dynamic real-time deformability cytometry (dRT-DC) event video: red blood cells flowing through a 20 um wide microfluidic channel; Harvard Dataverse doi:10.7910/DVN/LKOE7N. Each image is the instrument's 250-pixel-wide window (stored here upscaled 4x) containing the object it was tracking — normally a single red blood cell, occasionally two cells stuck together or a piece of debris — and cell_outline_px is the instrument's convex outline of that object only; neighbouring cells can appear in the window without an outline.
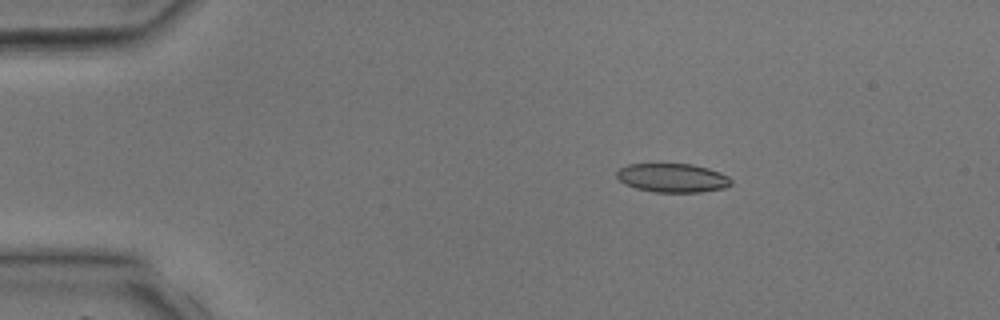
{"species": "common noctule bat (a hibernating species)", "species_latin": "Nyctalus noctula", "temperature_condition": "room temperature", "stored_images_in_passage": 10, "camera_frame_rate_fps": 3000, "um_per_image_px": 0.085, "animal": {"sex": "male", "body_mass_g": 17.9, "forearm_length_mm": 54.2}, "frame": {"image": 1, "passage_image": 6, "time_ms": 1.667, "image_size_px": [1000, 320], "cell_outline_px": [[732, 184], [724, 188], [700, 192], [656, 192], [636, 188], [624, 184], [616, 176], [616, 172], [620, 168], [628, 164], [692, 164], [708, 168], [720, 172], [728, 176], [732, 180]], "centroid_in_image_um": [57.17, 15.12], "position_along_channel_um": 27.8, "area_um2": 19.25}}